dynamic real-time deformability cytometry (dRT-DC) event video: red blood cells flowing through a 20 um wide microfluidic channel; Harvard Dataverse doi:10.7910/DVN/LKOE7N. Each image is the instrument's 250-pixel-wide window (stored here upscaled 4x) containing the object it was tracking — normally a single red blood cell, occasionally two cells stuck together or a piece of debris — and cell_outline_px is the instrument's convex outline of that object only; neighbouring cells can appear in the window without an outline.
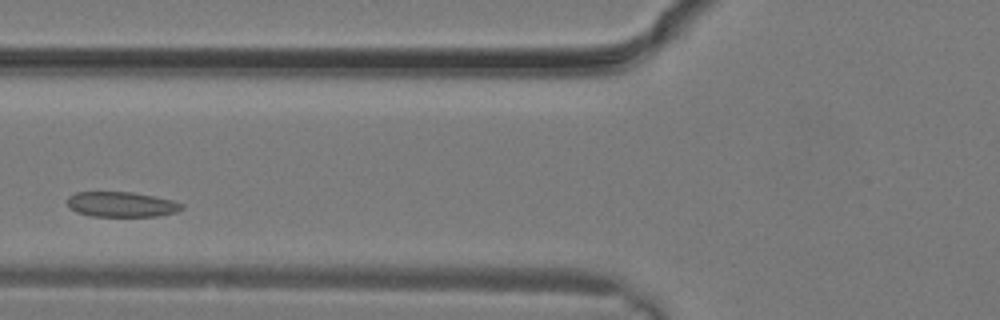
{"species": "common noctule bat (a hibernating species)", "species_latin": "Nyctalus noctula", "temperature_condition": "warm", "stored_images_in_passage": 23, "camera_frame_rate_fps": 3000, "um_per_image_px": 0.085, "animal": {"sex": "male", "body_mass_g": 19.2, "forearm_length_mm": 51.8}, "frame": {"image": 1, "passage_image": 5, "time_ms": 1.333, "image_size_px": [1000, 320], "cell_outline_px": [[184, 208], [176, 212], [156, 216], [92, 216], [76, 212], [68, 204], [68, 196], [76, 192], [132, 192], [172, 200], [184, 204]], "centroid_in_image_um": [10.34, 17.37], "position_along_channel_um": 115.5, "area_um2": 16.65}}
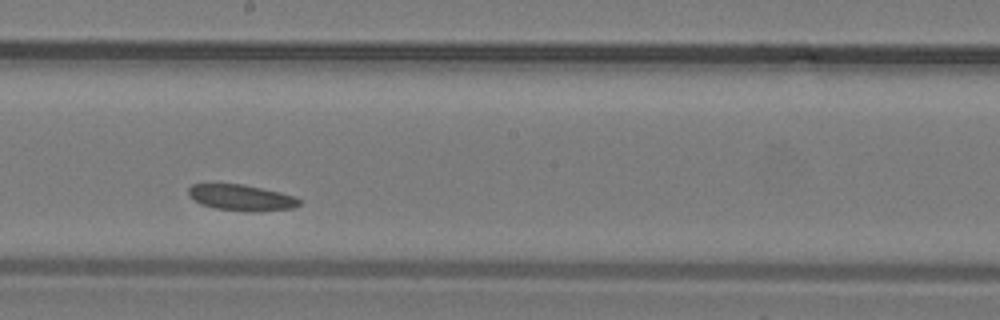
{"frame": {"image": 2, "passage_image": 10, "time_ms": 3.0, "image_size_px": [1000, 320], "cell_outline_px": [[300, 204], [292, 208], [216, 208], [200, 204], [188, 196], [188, 188], [192, 184], [240, 184], [280, 192], [296, 196], [300, 200]], "centroid_in_image_um": [20.42, 16.73], "position_along_channel_um": 227.8, "area_um2": 15.61}}
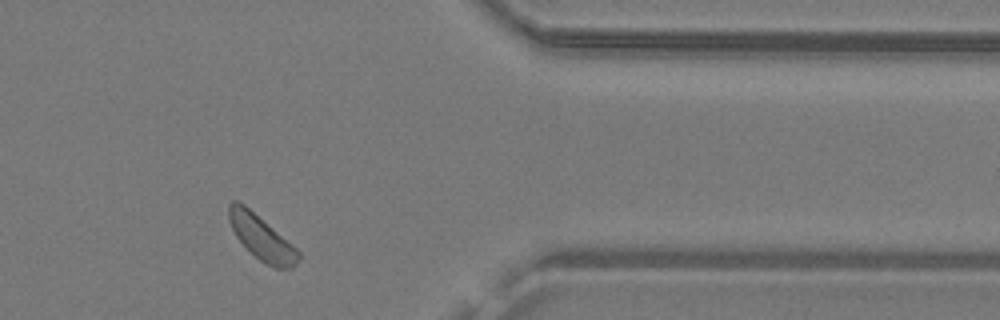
{"frame": {"image": 3, "passage_image": 18, "time_ms": 5.667, "image_size_px": [1000, 320], "cell_outline_px": [[300, 256], [296, 264], [292, 268], [276, 268], [260, 260], [236, 236], [228, 220], [228, 204], [232, 200], [236, 200], [244, 204], [296, 248], [300, 252]], "centroid_in_image_um": [22.21, 20.18], "position_along_channel_um": 389.2, "area_um2": 17.46}}